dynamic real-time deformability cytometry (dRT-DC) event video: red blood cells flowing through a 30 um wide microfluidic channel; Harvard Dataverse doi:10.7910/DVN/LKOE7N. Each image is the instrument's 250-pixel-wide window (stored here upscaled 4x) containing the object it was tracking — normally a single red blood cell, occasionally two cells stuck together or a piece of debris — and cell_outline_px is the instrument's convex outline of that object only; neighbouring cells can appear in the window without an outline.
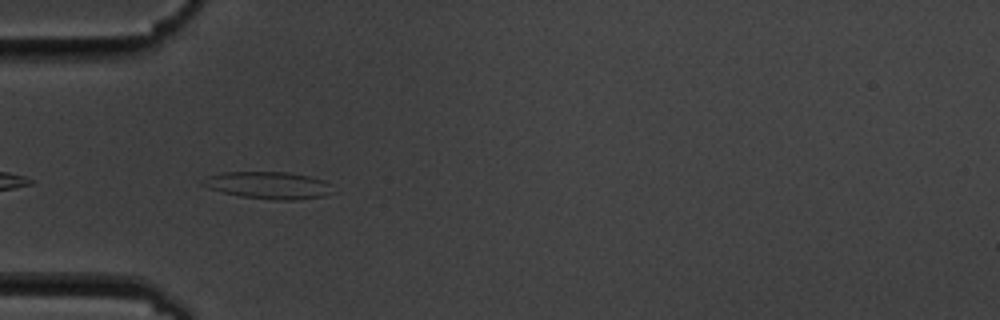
{"species": "common noctule bat (a hibernating species)", "species_latin": "Nyctalus noctula", "temperature_condition": "cold", "stored_images_in_passage": 5, "camera_frame_rate_fps": 3000, "um_per_image_px": 0.085, "animal": {"sex": "male", "body_mass_g": 19.5, "forearm_length_mm": 54.6}, "frame": {"image": 1, "passage_image": 4, "time_ms": 3.667, "image_size_px": [1000, 320], "cell_outline_px": [[332, 184], [328, 192], [324, 196], [296, 200], [276, 200], [240, 196], [208, 188], [200, 184], [208, 176], [224, 172], [288, 172], [308, 176], [324, 180]], "centroid_in_image_um": [22.81, 15.74], "position_along_channel_um": 62.2, "area_um2": 20.35}}